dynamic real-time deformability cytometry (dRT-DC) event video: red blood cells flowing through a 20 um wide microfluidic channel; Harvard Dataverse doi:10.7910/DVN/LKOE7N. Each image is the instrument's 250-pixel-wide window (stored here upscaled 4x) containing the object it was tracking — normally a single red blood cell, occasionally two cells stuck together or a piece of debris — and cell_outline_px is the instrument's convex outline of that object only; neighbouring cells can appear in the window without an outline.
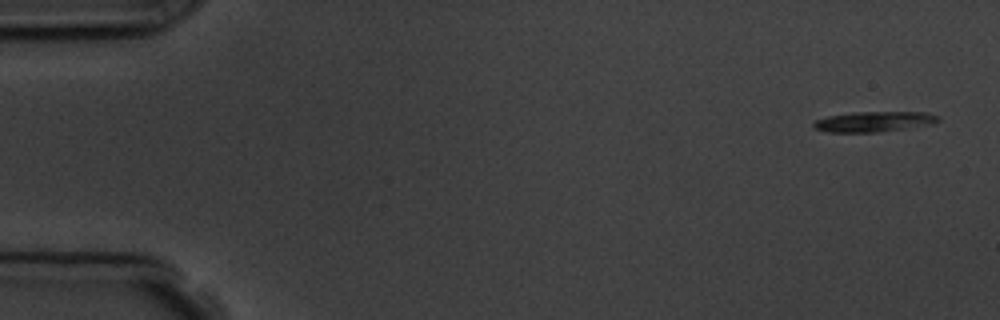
{"species": "common noctule bat (a hibernating species)", "species_latin": "Nyctalus noctula", "temperature_condition": "room temperature", "stored_images_in_passage": 6, "camera_frame_rate_fps": 3000, "um_per_image_px": 0.085, "animal": {"sex": "male", "body_mass_g": 19.5, "forearm_length_mm": 54.6}, "frame": {"image": 1, "passage_image": 1, "time_ms": 0.0, "image_size_px": [1000, 320], "cell_outline_px": [[940, 120], [932, 124], [880, 132], [828, 132], [816, 128], [812, 124], [816, 120], [828, 116], [856, 112], [928, 112], [940, 116]], "centroid_in_image_um": [74.34, 10.33], "position_along_channel_um": 10.7, "area_um2": 14.68}}
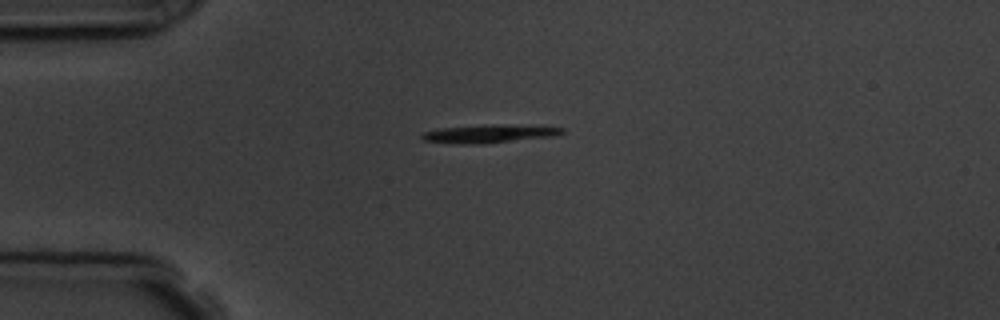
{"frame": {"image": 2, "passage_image": 4, "time_ms": 3.667, "image_size_px": [1000, 320], "cell_outline_px": [[564, 132], [556, 136], [484, 144], [456, 144], [424, 140], [420, 136], [424, 132], [440, 128], [492, 124], [500, 124], [564, 128]], "centroid_in_image_um": [41.58, 11.38], "position_along_channel_um": 43.4, "area_um2": 14.85}}